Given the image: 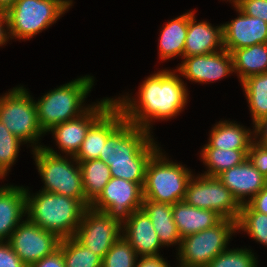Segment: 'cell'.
<instances>
[{
  "label": "cell",
  "instance_id": "5bb4252c",
  "mask_svg": "<svg viewBox=\"0 0 267 267\" xmlns=\"http://www.w3.org/2000/svg\"><path fill=\"white\" fill-rule=\"evenodd\" d=\"M114 104V99L107 98L90 105L89 109L78 118L62 122L53 127V133L58 148L66 155L75 156L90 127Z\"/></svg>",
  "mask_w": 267,
  "mask_h": 267
},
{
  "label": "cell",
  "instance_id": "2e32d148",
  "mask_svg": "<svg viewBox=\"0 0 267 267\" xmlns=\"http://www.w3.org/2000/svg\"><path fill=\"white\" fill-rule=\"evenodd\" d=\"M239 13L230 23L223 24L224 49L230 53L235 49L267 43V22L245 15L235 5Z\"/></svg>",
  "mask_w": 267,
  "mask_h": 267
},
{
  "label": "cell",
  "instance_id": "52a82bcc",
  "mask_svg": "<svg viewBox=\"0 0 267 267\" xmlns=\"http://www.w3.org/2000/svg\"><path fill=\"white\" fill-rule=\"evenodd\" d=\"M237 231V221L222 219L215 226L181 239L179 267H207L225 251L231 235Z\"/></svg>",
  "mask_w": 267,
  "mask_h": 267
},
{
  "label": "cell",
  "instance_id": "7402d4cb",
  "mask_svg": "<svg viewBox=\"0 0 267 267\" xmlns=\"http://www.w3.org/2000/svg\"><path fill=\"white\" fill-rule=\"evenodd\" d=\"M172 213L181 239L211 228L223 219L215 211L193 207L184 200L172 204Z\"/></svg>",
  "mask_w": 267,
  "mask_h": 267
},
{
  "label": "cell",
  "instance_id": "f546056e",
  "mask_svg": "<svg viewBox=\"0 0 267 267\" xmlns=\"http://www.w3.org/2000/svg\"><path fill=\"white\" fill-rule=\"evenodd\" d=\"M59 248L62 250L65 267H102V258L74 237L61 239Z\"/></svg>",
  "mask_w": 267,
  "mask_h": 267
},
{
  "label": "cell",
  "instance_id": "4316f807",
  "mask_svg": "<svg viewBox=\"0 0 267 267\" xmlns=\"http://www.w3.org/2000/svg\"><path fill=\"white\" fill-rule=\"evenodd\" d=\"M79 166L86 200L92 204L112 178L110 168L99 159L79 162Z\"/></svg>",
  "mask_w": 267,
  "mask_h": 267
},
{
  "label": "cell",
  "instance_id": "9a60e30c",
  "mask_svg": "<svg viewBox=\"0 0 267 267\" xmlns=\"http://www.w3.org/2000/svg\"><path fill=\"white\" fill-rule=\"evenodd\" d=\"M183 58L184 61L177 67V71L190 81L209 83L234 72L232 55L226 49L216 53Z\"/></svg>",
  "mask_w": 267,
  "mask_h": 267
},
{
  "label": "cell",
  "instance_id": "603a6c76",
  "mask_svg": "<svg viewBox=\"0 0 267 267\" xmlns=\"http://www.w3.org/2000/svg\"><path fill=\"white\" fill-rule=\"evenodd\" d=\"M141 209L148 215L161 244L180 246L181 237L173 220L172 204L144 199Z\"/></svg>",
  "mask_w": 267,
  "mask_h": 267
},
{
  "label": "cell",
  "instance_id": "f1b7e54d",
  "mask_svg": "<svg viewBox=\"0 0 267 267\" xmlns=\"http://www.w3.org/2000/svg\"><path fill=\"white\" fill-rule=\"evenodd\" d=\"M241 84L255 124L267 116V72L248 77Z\"/></svg>",
  "mask_w": 267,
  "mask_h": 267
},
{
  "label": "cell",
  "instance_id": "b9f144b4",
  "mask_svg": "<svg viewBox=\"0 0 267 267\" xmlns=\"http://www.w3.org/2000/svg\"><path fill=\"white\" fill-rule=\"evenodd\" d=\"M253 132L255 134L254 139L259 138L258 136L261 135L259 141L257 139L256 141L263 146H267V116L254 124Z\"/></svg>",
  "mask_w": 267,
  "mask_h": 267
},
{
  "label": "cell",
  "instance_id": "d4e9b609",
  "mask_svg": "<svg viewBox=\"0 0 267 267\" xmlns=\"http://www.w3.org/2000/svg\"><path fill=\"white\" fill-rule=\"evenodd\" d=\"M243 127L229 121H219L211 131L208 144L221 150H249L253 141L252 132Z\"/></svg>",
  "mask_w": 267,
  "mask_h": 267
},
{
  "label": "cell",
  "instance_id": "d6a6232c",
  "mask_svg": "<svg viewBox=\"0 0 267 267\" xmlns=\"http://www.w3.org/2000/svg\"><path fill=\"white\" fill-rule=\"evenodd\" d=\"M22 141L0 121V178H4L18 157Z\"/></svg>",
  "mask_w": 267,
  "mask_h": 267
},
{
  "label": "cell",
  "instance_id": "f35d334b",
  "mask_svg": "<svg viewBox=\"0 0 267 267\" xmlns=\"http://www.w3.org/2000/svg\"><path fill=\"white\" fill-rule=\"evenodd\" d=\"M28 267H65V260L62 254V250L58 248L50 255H47L40 261H37L36 263Z\"/></svg>",
  "mask_w": 267,
  "mask_h": 267
},
{
  "label": "cell",
  "instance_id": "3957f363",
  "mask_svg": "<svg viewBox=\"0 0 267 267\" xmlns=\"http://www.w3.org/2000/svg\"><path fill=\"white\" fill-rule=\"evenodd\" d=\"M93 81L90 75L80 77L35 101L38 123L44 134L62 122L78 118L89 109L90 106L85 108L81 105L91 91Z\"/></svg>",
  "mask_w": 267,
  "mask_h": 267
},
{
  "label": "cell",
  "instance_id": "74e56055",
  "mask_svg": "<svg viewBox=\"0 0 267 267\" xmlns=\"http://www.w3.org/2000/svg\"><path fill=\"white\" fill-rule=\"evenodd\" d=\"M0 267H27L8 241H0Z\"/></svg>",
  "mask_w": 267,
  "mask_h": 267
},
{
  "label": "cell",
  "instance_id": "30bf717a",
  "mask_svg": "<svg viewBox=\"0 0 267 267\" xmlns=\"http://www.w3.org/2000/svg\"><path fill=\"white\" fill-rule=\"evenodd\" d=\"M184 201L196 208L215 211L223 219L237 221L240 216L241 205L218 177L192 176Z\"/></svg>",
  "mask_w": 267,
  "mask_h": 267
},
{
  "label": "cell",
  "instance_id": "e575fe53",
  "mask_svg": "<svg viewBox=\"0 0 267 267\" xmlns=\"http://www.w3.org/2000/svg\"><path fill=\"white\" fill-rule=\"evenodd\" d=\"M257 258L248 249H230L217 255L207 267H257Z\"/></svg>",
  "mask_w": 267,
  "mask_h": 267
},
{
  "label": "cell",
  "instance_id": "8fae6325",
  "mask_svg": "<svg viewBox=\"0 0 267 267\" xmlns=\"http://www.w3.org/2000/svg\"><path fill=\"white\" fill-rule=\"evenodd\" d=\"M143 200V187L140 184L112 177L90 207L123 224L134 211L141 209Z\"/></svg>",
  "mask_w": 267,
  "mask_h": 267
},
{
  "label": "cell",
  "instance_id": "d6986e66",
  "mask_svg": "<svg viewBox=\"0 0 267 267\" xmlns=\"http://www.w3.org/2000/svg\"><path fill=\"white\" fill-rule=\"evenodd\" d=\"M124 238L130 243L137 255L158 256L163 245L154 229L152 221L142 210L134 211L122 224ZM161 246V247H160Z\"/></svg>",
  "mask_w": 267,
  "mask_h": 267
},
{
  "label": "cell",
  "instance_id": "7a4b0ae2",
  "mask_svg": "<svg viewBox=\"0 0 267 267\" xmlns=\"http://www.w3.org/2000/svg\"><path fill=\"white\" fill-rule=\"evenodd\" d=\"M26 189L28 219L59 238L74 237L87 207L78 199L53 192L30 195Z\"/></svg>",
  "mask_w": 267,
  "mask_h": 267
},
{
  "label": "cell",
  "instance_id": "83f0119b",
  "mask_svg": "<svg viewBox=\"0 0 267 267\" xmlns=\"http://www.w3.org/2000/svg\"><path fill=\"white\" fill-rule=\"evenodd\" d=\"M249 150L218 149L206 144L201 153L203 163L208 167L203 175L218 177L230 168L242 164Z\"/></svg>",
  "mask_w": 267,
  "mask_h": 267
},
{
  "label": "cell",
  "instance_id": "836d02e7",
  "mask_svg": "<svg viewBox=\"0 0 267 267\" xmlns=\"http://www.w3.org/2000/svg\"><path fill=\"white\" fill-rule=\"evenodd\" d=\"M149 160L130 159V161L111 162L109 165L111 176L138 183L143 187Z\"/></svg>",
  "mask_w": 267,
  "mask_h": 267
},
{
  "label": "cell",
  "instance_id": "6da1fadb",
  "mask_svg": "<svg viewBox=\"0 0 267 267\" xmlns=\"http://www.w3.org/2000/svg\"><path fill=\"white\" fill-rule=\"evenodd\" d=\"M139 89L138 101L123 96L122 100L114 99V104L125 120L149 132L153 118L166 120L177 116L187 104V88L174 71H158L147 77Z\"/></svg>",
  "mask_w": 267,
  "mask_h": 267
},
{
  "label": "cell",
  "instance_id": "f6af8a7d",
  "mask_svg": "<svg viewBox=\"0 0 267 267\" xmlns=\"http://www.w3.org/2000/svg\"><path fill=\"white\" fill-rule=\"evenodd\" d=\"M233 2L234 5H236L240 0H230V2Z\"/></svg>",
  "mask_w": 267,
  "mask_h": 267
},
{
  "label": "cell",
  "instance_id": "7c38bea8",
  "mask_svg": "<svg viewBox=\"0 0 267 267\" xmlns=\"http://www.w3.org/2000/svg\"><path fill=\"white\" fill-rule=\"evenodd\" d=\"M122 224L108 214L88 207L74 238L102 259L112 245L122 236Z\"/></svg>",
  "mask_w": 267,
  "mask_h": 267
},
{
  "label": "cell",
  "instance_id": "1f68e13d",
  "mask_svg": "<svg viewBox=\"0 0 267 267\" xmlns=\"http://www.w3.org/2000/svg\"><path fill=\"white\" fill-rule=\"evenodd\" d=\"M138 255L122 235L105 254L102 267H135Z\"/></svg>",
  "mask_w": 267,
  "mask_h": 267
},
{
  "label": "cell",
  "instance_id": "4dcf8cb0",
  "mask_svg": "<svg viewBox=\"0 0 267 267\" xmlns=\"http://www.w3.org/2000/svg\"><path fill=\"white\" fill-rule=\"evenodd\" d=\"M237 230L247 232L251 238L267 246V214L255 211L248 203L241 205Z\"/></svg>",
  "mask_w": 267,
  "mask_h": 267
},
{
  "label": "cell",
  "instance_id": "8d00e7d4",
  "mask_svg": "<svg viewBox=\"0 0 267 267\" xmlns=\"http://www.w3.org/2000/svg\"><path fill=\"white\" fill-rule=\"evenodd\" d=\"M235 6L245 15L267 22V0H240Z\"/></svg>",
  "mask_w": 267,
  "mask_h": 267
},
{
  "label": "cell",
  "instance_id": "277c9868",
  "mask_svg": "<svg viewBox=\"0 0 267 267\" xmlns=\"http://www.w3.org/2000/svg\"><path fill=\"white\" fill-rule=\"evenodd\" d=\"M35 156V163L41 178L44 181V192H53L67 197L80 200L87 208L90 203L86 200L83 184L82 173L79 162L71 156L76 162L66 157L60 156L57 152L49 147H40L32 151Z\"/></svg>",
  "mask_w": 267,
  "mask_h": 267
},
{
  "label": "cell",
  "instance_id": "ab89813d",
  "mask_svg": "<svg viewBox=\"0 0 267 267\" xmlns=\"http://www.w3.org/2000/svg\"><path fill=\"white\" fill-rule=\"evenodd\" d=\"M248 204L255 211L267 214V183L266 186L248 202Z\"/></svg>",
  "mask_w": 267,
  "mask_h": 267
},
{
  "label": "cell",
  "instance_id": "8992f818",
  "mask_svg": "<svg viewBox=\"0 0 267 267\" xmlns=\"http://www.w3.org/2000/svg\"><path fill=\"white\" fill-rule=\"evenodd\" d=\"M72 3V0H17L6 12L10 38L31 39L56 22Z\"/></svg>",
  "mask_w": 267,
  "mask_h": 267
},
{
  "label": "cell",
  "instance_id": "60d3db41",
  "mask_svg": "<svg viewBox=\"0 0 267 267\" xmlns=\"http://www.w3.org/2000/svg\"><path fill=\"white\" fill-rule=\"evenodd\" d=\"M135 267H171L160 255L158 256H140L139 262Z\"/></svg>",
  "mask_w": 267,
  "mask_h": 267
},
{
  "label": "cell",
  "instance_id": "ffe728a7",
  "mask_svg": "<svg viewBox=\"0 0 267 267\" xmlns=\"http://www.w3.org/2000/svg\"><path fill=\"white\" fill-rule=\"evenodd\" d=\"M217 48L224 49L223 25L213 27L206 21L196 23L194 11L189 12L184 57L216 53Z\"/></svg>",
  "mask_w": 267,
  "mask_h": 267
},
{
  "label": "cell",
  "instance_id": "cb8c5ba5",
  "mask_svg": "<svg viewBox=\"0 0 267 267\" xmlns=\"http://www.w3.org/2000/svg\"><path fill=\"white\" fill-rule=\"evenodd\" d=\"M234 72L240 81L267 72V43H260L231 52Z\"/></svg>",
  "mask_w": 267,
  "mask_h": 267
},
{
  "label": "cell",
  "instance_id": "9c48e42d",
  "mask_svg": "<svg viewBox=\"0 0 267 267\" xmlns=\"http://www.w3.org/2000/svg\"><path fill=\"white\" fill-rule=\"evenodd\" d=\"M153 140L149 131L125 120L107 138L98 159L108 166L111 162L151 159L160 149Z\"/></svg>",
  "mask_w": 267,
  "mask_h": 267
},
{
  "label": "cell",
  "instance_id": "ee69618b",
  "mask_svg": "<svg viewBox=\"0 0 267 267\" xmlns=\"http://www.w3.org/2000/svg\"><path fill=\"white\" fill-rule=\"evenodd\" d=\"M17 0H0V11L7 12Z\"/></svg>",
  "mask_w": 267,
  "mask_h": 267
},
{
  "label": "cell",
  "instance_id": "ac0fdd59",
  "mask_svg": "<svg viewBox=\"0 0 267 267\" xmlns=\"http://www.w3.org/2000/svg\"><path fill=\"white\" fill-rule=\"evenodd\" d=\"M218 178L240 205L248 203L267 183V179L246 159L221 173ZM245 196H250L245 200Z\"/></svg>",
  "mask_w": 267,
  "mask_h": 267
},
{
  "label": "cell",
  "instance_id": "484cf974",
  "mask_svg": "<svg viewBox=\"0 0 267 267\" xmlns=\"http://www.w3.org/2000/svg\"><path fill=\"white\" fill-rule=\"evenodd\" d=\"M188 31V13L168 22L159 39V57L168 60L176 56L184 57V46Z\"/></svg>",
  "mask_w": 267,
  "mask_h": 267
},
{
  "label": "cell",
  "instance_id": "4fadbf2b",
  "mask_svg": "<svg viewBox=\"0 0 267 267\" xmlns=\"http://www.w3.org/2000/svg\"><path fill=\"white\" fill-rule=\"evenodd\" d=\"M7 241L28 267L57 250L61 238L40 228L27 218L18 225Z\"/></svg>",
  "mask_w": 267,
  "mask_h": 267
},
{
  "label": "cell",
  "instance_id": "e0dca14e",
  "mask_svg": "<svg viewBox=\"0 0 267 267\" xmlns=\"http://www.w3.org/2000/svg\"><path fill=\"white\" fill-rule=\"evenodd\" d=\"M125 121L122 111L113 104L88 130L78 153V162L98 159L107 138Z\"/></svg>",
  "mask_w": 267,
  "mask_h": 267
},
{
  "label": "cell",
  "instance_id": "5b68a950",
  "mask_svg": "<svg viewBox=\"0 0 267 267\" xmlns=\"http://www.w3.org/2000/svg\"><path fill=\"white\" fill-rule=\"evenodd\" d=\"M160 151L158 150L148 162L143 196L147 200L175 204L184 200L193 174L188 168L168 161Z\"/></svg>",
  "mask_w": 267,
  "mask_h": 267
},
{
  "label": "cell",
  "instance_id": "7bdbcfd3",
  "mask_svg": "<svg viewBox=\"0 0 267 267\" xmlns=\"http://www.w3.org/2000/svg\"><path fill=\"white\" fill-rule=\"evenodd\" d=\"M6 24V26H5ZM4 26V27H3ZM7 27V28H6ZM6 28V29H5ZM8 29V19L6 12L0 11V46L5 44L6 41L9 39L10 35L7 31ZM8 34V35H7Z\"/></svg>",
  "mask_w": 267,
  "mask_h": 267
},
{
  "label": "cell",
  "instance_id": "44dd1931",
  "mask_svg": "<svg viewBox=\"0 0 267 267\" xmlns=\"http://www.w3.org/2000/svg\"><path fill=\"white\" fill-rule=\"evenodd\" d=\"M26 214V188L0 187V241L9 240Z\"/></svg>",
  "mask_w": 267,
  "mask_h": 267
},
{
  "label": "cell",
  "instance_id": "ba28073f",
  "mask_svg": "<svg viewBox=\"0 0 267 267\" xmlns=\"http://www.w3.org/2000/svg\"><path fill=\"white\" fill-rule=\"evenodd\" d=\"M0 121L22 142H36L34 150L43 147L36 145L44 133L38 123L36 104L23 86L0 97Z\"/></svg>",
  "mask_w": 267,
  "mask_h": 267
},
{
  "label": "cell",
  "instance_id": "d590c367",
  "mask_svg": "<svg viewBox=\"0 0 267 267\" xmlns=\"http://www.w3.org/2000/svg\"><path fill=\"white\" fill-rule=\"evenodd\" d=\"M247 159L267 179V146L259 144L254 139L251 142Z\"/></svg>",
  "mask_w": 267,
  "mask_h": 267
}]
</instances>
